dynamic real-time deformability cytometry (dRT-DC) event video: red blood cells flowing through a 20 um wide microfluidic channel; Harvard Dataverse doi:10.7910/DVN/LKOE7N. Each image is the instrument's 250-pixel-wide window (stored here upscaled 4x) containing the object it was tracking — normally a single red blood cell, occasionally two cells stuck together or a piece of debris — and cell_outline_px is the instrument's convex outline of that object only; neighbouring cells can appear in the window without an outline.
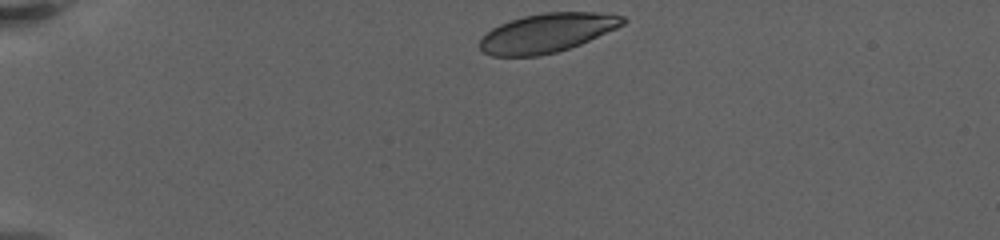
{"species": "human", "species_latin": "Homo sapiens", "temperature_condition": "warm", "stored_images_in_passage": 9, "camera_frame_rate_fps": 3000, "um_per_image_px": 0.085, "donor": {"sex": "female"}, "frame": {"image": 1, "passage_image": 1, "time_ms": 0.0, "image_size_px": [1000, 240], "cell_outline_px": [[628, 20], [624, 24], [616, 28], [580, 44], [556, 52], [540, 56], [492, 56], [480, 52], [480, 40], [492, 28], [500, 24], [524, 16], [544, 12], [612, 12], [624, 16]], "centroid_in_image_um": [46.53, 2.79], "position_along_channel_um": 38.5, "area_um2": 32.6}}
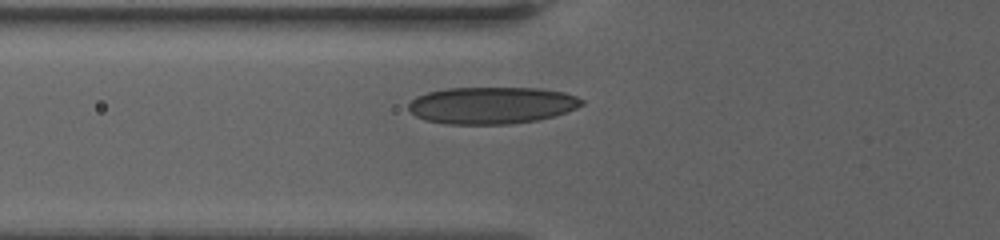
{"frame": {"image": 2, "passage_image": 6, "time_ms": 3.333, "image_size_px": [1000, 240], "cell_outline_px": [[584, 104], [576, 108], [552, 116], [536, 120], [512, 124], [444, 124], [424, 120], [416, 116], [408, 108], [408, 104], [416, 96], [428, 92], [448, 88], [540, 88], [564, 92], [576, 96], [584, 100]], "centroid_in_image_um": [41.78, 8.95], "position_along_channel_um": 84.0, "area_um2": 37.34}}
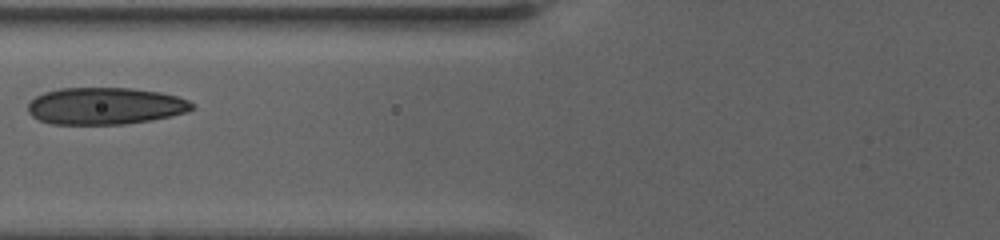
{"frame": {"image": 3, "passage_image": 8, "time_ms": 4.333, "image_size_px": [1000, 240], "cell_outline_px": [[196, 108], [188, 112], [148, 120], [124, 124], [52, 124], [40, 120], [32, 116], [28, 112], [28, 104], [36, 96], [44, 92], [60, 88], [132, 88], [160, 92], [176, 96], [188, 100]], "centroid_in_image_um": [8.93, 9.0], "position_along_channel_um": 116.9, "area_um2": 35.26}}